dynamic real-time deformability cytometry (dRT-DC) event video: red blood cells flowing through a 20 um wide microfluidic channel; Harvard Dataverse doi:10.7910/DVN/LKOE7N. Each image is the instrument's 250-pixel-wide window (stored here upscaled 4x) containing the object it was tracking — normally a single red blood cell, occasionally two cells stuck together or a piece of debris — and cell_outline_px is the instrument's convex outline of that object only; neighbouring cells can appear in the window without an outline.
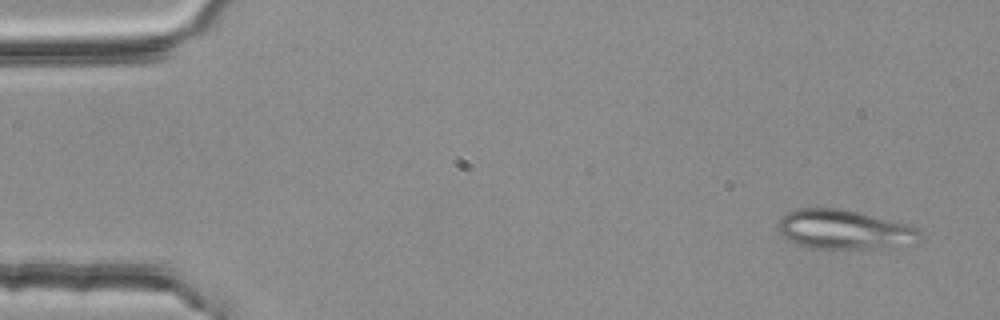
{"species": "common noctule bat (a hibernating species)", "species_latin": "Nyctalus noctula", "temperature_condition": "room temperature", "stored_images_in_passage": 4, "camera_frame_rate_fps": 3000, "um_per_image_px": 0.085, "animal": {"sex": "female", "body_mass_g": 25.1}, "frame": {"image": 1, "passage_image": 1, "time_ms": 0.0, "image_size_px": [1000, 320], "cell_outline_px": [[920, 240], [916, 244], [892, 248], [812, 248], [796, 244], [788, 240], [776, 228], [776, 224], [788, 212], [796, 208], [840, 208], [908, 224], [916, 228], [920, 232]], "centroid_in_image_um": [71.78, 19.52], "position_along_channel_um": 13.2, "area_um2": 32.71}}